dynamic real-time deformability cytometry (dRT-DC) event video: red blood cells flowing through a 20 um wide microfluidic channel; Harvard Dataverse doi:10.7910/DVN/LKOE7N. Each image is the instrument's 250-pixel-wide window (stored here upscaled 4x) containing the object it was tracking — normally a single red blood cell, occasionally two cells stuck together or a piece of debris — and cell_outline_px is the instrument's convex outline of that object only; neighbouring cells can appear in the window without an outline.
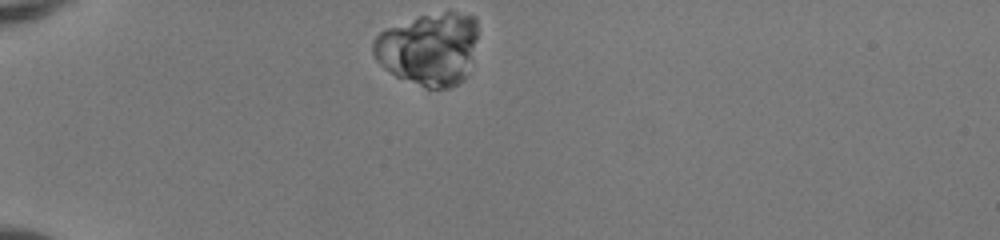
{"species": "human", "species_latin": "Homo sapiens", "temperature_condition": "room temperature", "stored_images_in_passage": 39, "camera_frame_rate_fps": 3000, "um_per_image_px": 0.085, "donor": {"sex": "female"}, "frame": {"image": 1, "passage_image": 1, "time_ms": 0.0, "image_size_px": [1000, 240], "cell_outline_px": [[476, 40], [472, 60], [464, 80], [448, 88], [424, 88], [396, 76], [384, 68], [376, 60], [372, 52], [372, 40], [384, 28], [420, 16], [444, 12], [452, 12], [476, 16]], "centroid_in_image_um": [36.42, 4.17], "position_along_channel_um": 48.6, "area_um2": 44.39}}
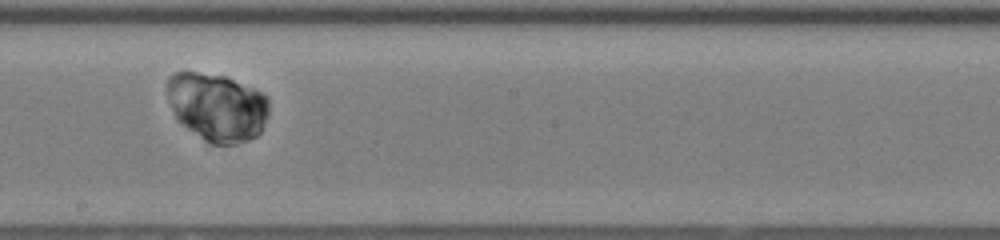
{"frame": {"image": 2, "passage_image": 18, "time_ms": 5.667, "image_size_px": [1000, 240], "cell_outline_px": [[268, 116], [260, 132], [256, 136], [248, 140], [236, 144], [212, 144], [204, 140], [176, 120], [168, 100], [168, 76], [176, 72], [196, 72], [224, 76], [252, 88], [268, 96]], "centroid_in_image_um": [18.45, 9.1], "position_along_channel_um": 229.8, "area_um2": 40.29}}
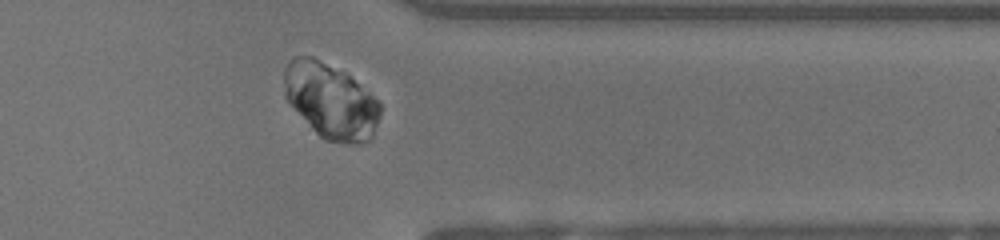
{"frame": {"image": 3, "passage_image": 30, "time_ms": 9.667, "image_size_px": [1000, 240], "cell_outline_px": [[380, 116], [372, 136], [368, 140], [356, 144], [348, 144], [328, 140], [320, 136], [312, 128], [284, 96], [284, 68], [292, 56], [312, 56], [344, 72], [372, 96], [380, 104]], "centroid_in_image_um": [28.08, 8.56], "position_along_channel_um": 383.3, "area_um2": 41.44}}